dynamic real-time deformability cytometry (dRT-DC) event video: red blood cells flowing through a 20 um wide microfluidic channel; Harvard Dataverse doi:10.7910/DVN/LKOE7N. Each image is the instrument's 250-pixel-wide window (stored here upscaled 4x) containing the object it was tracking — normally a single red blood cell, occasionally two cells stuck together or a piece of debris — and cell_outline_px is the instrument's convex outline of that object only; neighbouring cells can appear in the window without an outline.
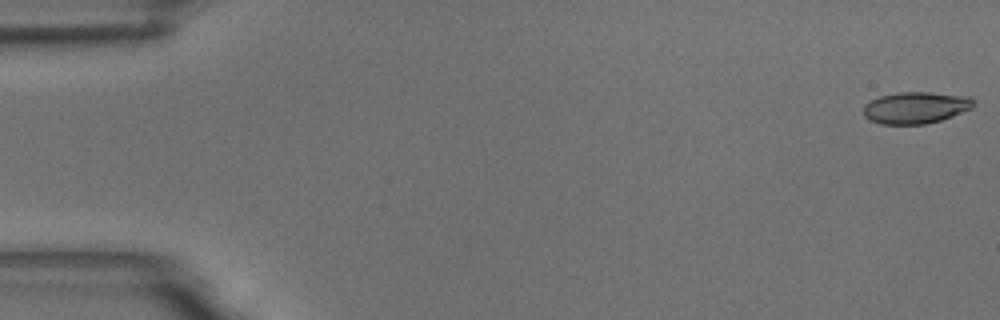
{"species": "common noctule bat (a hibernating species)", "species_latin": "Nyctalus noctula", "temperature_condition": "room temperature", "stored_images_in_passage": 56, "camera_frame_rate_fps": 3000, "um_per_image_px": 0.085, "animal": {"sex": "male", "body_mass_g": 18.8}, "frame": {"image": 1, "passage_image": 1, "time_ms": 0.0, "image_size_px": [1000, 320], "cell_outline_px": [[976, 104], [972, 108], [952, 116], [940, 120], [924, 124], [880, 124], [864, 116], [864, 104], [880, 96], [900, 92], [928, 92], [968, 96]], "centroid_in_image_um": [77.84, 9.15], "position_along_channel_um": 7.2, "area_um2": 20.17}}
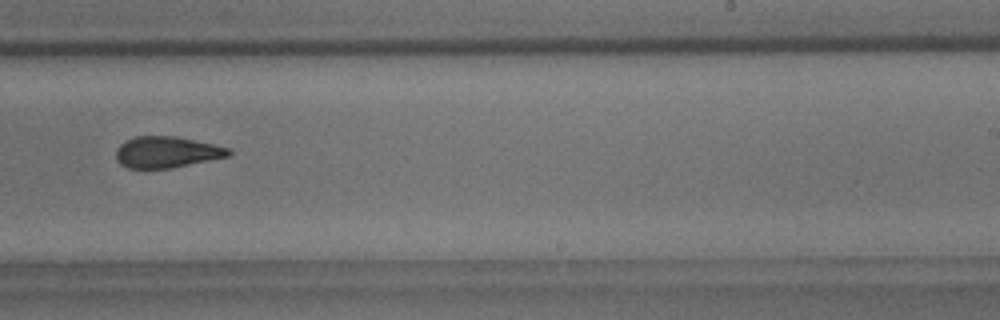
{"frame": {"image": 2, "passage_image": 35, "time_ms": 11.333, "image_size_px": [1000, 320], "cell_outline_px": [[232, 152], [228, 156], [172, 168], [128, 168], [120, 164], [116, 160], [116, 148], [120, 144], [136, 136], [176, 136], [232, 148]], "centroid_in_image_um": [14.17, 12.93], "position_along_channel_um": 274.8, "area_um2": 20.52}}
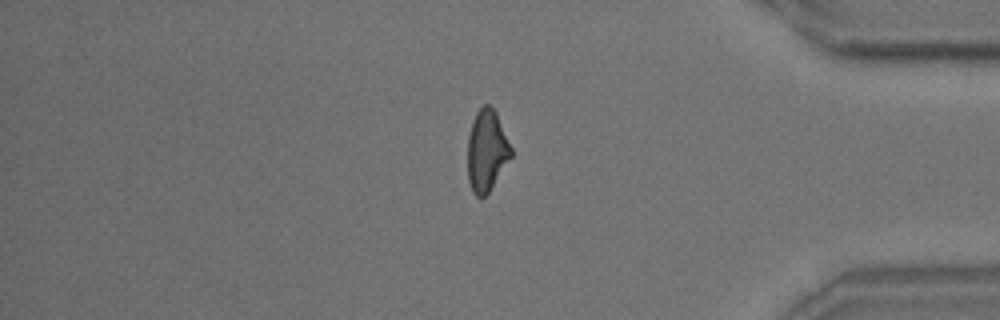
{"frame": {"image": 3, "passage_image": 47, "time_ms": 15.333, "image_size_px": [1000, 320], "cell_outline_px": [[512, 156], [488, 192], [480, 200], [472, 192], [468, 180], [468, 136], [472, 120], [476, 112], [484, 104], [488, 104], [496, 112], [512, 148]], "centroid_in_image_um": [41.36, 12.81], "position_along_channel_um": 393.8, "area_um2": 20.63}, "authors_computed_cell_mechanics": {"area_um2": 21.097, "velocity_mm_per_s": 3.6314, "shape_relaxation_time_tau1_ms": 6.4697, "shape_relaxation_time_tau2_ms": 2.901, "deformation_change_tau1": 0.1701, "deformation_change_tau2": 0.1057}}